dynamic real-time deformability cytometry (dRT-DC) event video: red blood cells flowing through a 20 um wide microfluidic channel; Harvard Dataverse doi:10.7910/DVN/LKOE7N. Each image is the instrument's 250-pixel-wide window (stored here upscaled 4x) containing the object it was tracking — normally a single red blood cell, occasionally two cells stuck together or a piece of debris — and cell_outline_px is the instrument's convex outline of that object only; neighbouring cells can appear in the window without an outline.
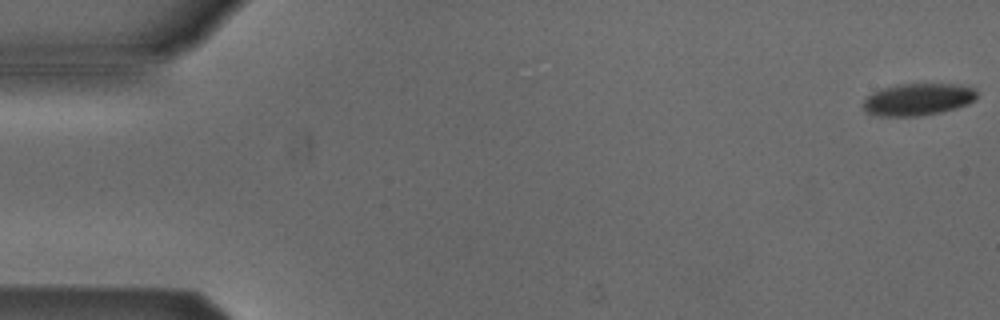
{"species": "Egyptian fruit bat (a non-hibernating species)", "species_latin": "Rousettus aegyptiacus", "temperature_condition": "cold", "stored_images_in_passage": 6, "camera_frame_rate_fps": 3000, "um_per_image_px": 0.085, "animal": {"sex": "male"}, "frame": {"image": 1, "passage_image": 1, "time_ms": 0.0, "image_size_px": [1000, 320], "cell_outline_px": [[976, 100], [968, 104], [956, 108], [924, 116], [880, 116], [868, 112], [864, 108], [864, 100], [868, 96], [884, 88], [900, 84], [952, 84], [972, 88], [976, 92]], "centroid_in_image_um": [78.05, 8.46], "position_along_channel_um": 6.9, "area_um2": 20.92}}